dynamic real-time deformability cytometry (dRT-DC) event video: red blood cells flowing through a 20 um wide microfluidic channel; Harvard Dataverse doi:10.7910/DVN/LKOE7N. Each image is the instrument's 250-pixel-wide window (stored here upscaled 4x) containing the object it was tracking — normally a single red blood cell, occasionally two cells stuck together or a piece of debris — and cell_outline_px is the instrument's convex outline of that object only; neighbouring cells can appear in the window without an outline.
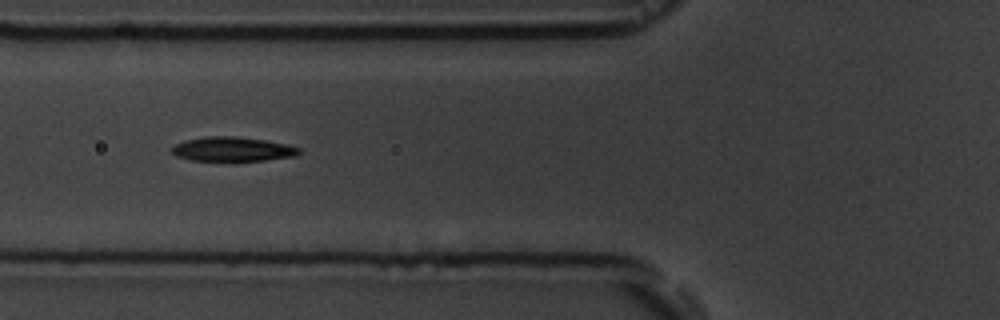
{"species": "common noctule bat (a hibernating species)", "species_latin": "Nyctalus noctula", "temperature_condition": "room temperature", "stored_images_in_passage": 18, "camera_frame_rate_fps": 3000, "um_per_image_px": 0.085, "animal": {"sex": "male", "body_mass_g": 19.5, "forearm_length_mm": 54.6}, "frame": {"image": 1, "passage_image": 8, "time_ms": 8.0, "image_size_px": [1000, 320], "cell_outline_px": [[300, 152], [296, 156], [232, 164], [188, 160], [176, 156], [172, 152], [172, 148], [176, 144], [184, 140], [208, 136], [232, 136], [264, 140], [284, 144], [300, 148]], "centroid_in_image_um": [19.72, 12.73], "position_along_channel_um": 106.1, "area_um2": 18.84}}
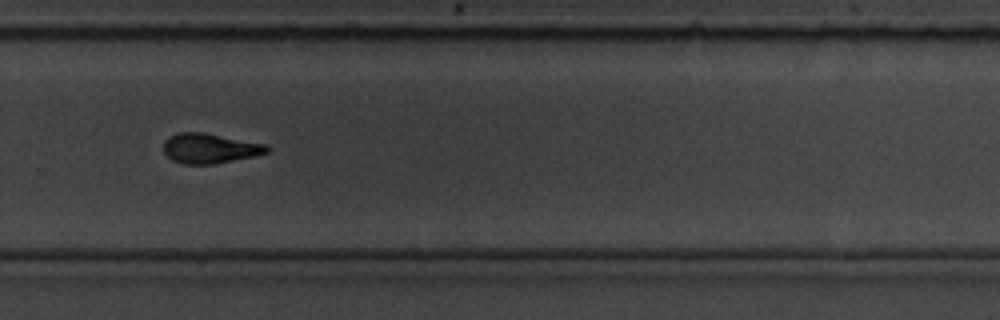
{"frame": {"image": 2, "passage_image": 13, "time_ms": 13.667, "image_size_px": [1000, 320], "cell_outline_px": [[272, 148], [268, 152], [256, 156], [212, 164], [184, 164], [172, 160], [164, 152], [164, 144], [172, 136], [180, 132], [204, 132], [268, 144]], "centroid_in_image_um": [17.91, 12.61], "position_along_channel_um": 311.9, "area_um2": 18.03}}
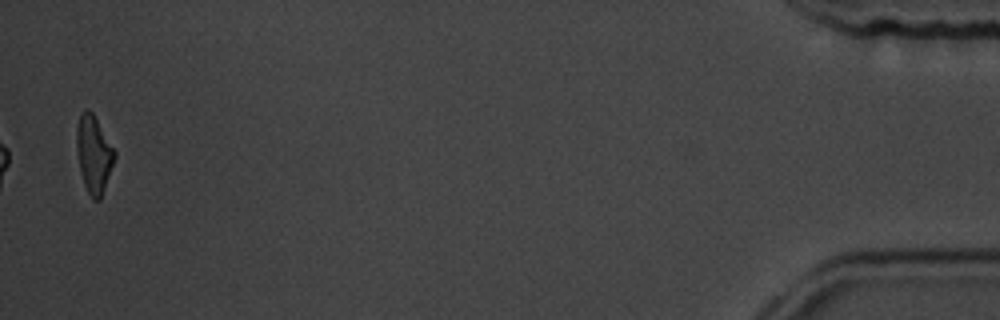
{"frame": {"image": 3, "passage_image": 18, "time_ms": 19.333, "image_size_px": [1000, 320], "cell_outline_px": [[116, 156], [100, 200], [92, 200], [84, 184], [80, 172], [76, 148], [76, 128], [80, 112], [84, 108], [88, 108], [92, 112], [116, 152]], "centroid_in_image_um": [7.95, 13.08], "position_along_channel_um": 427.3, "area_um2": 17.17}, "authors_computed_cell_mechanics": {"area_um2": 18.7561, "velocity_mm_per_s": 3.6415, "shape_relaxation_time_tau1_ms": 9.4707, "shape_relaxation_time_tau2_ms": 3.3435, "deformation_change_tau1": 0.2326, "deformation_change_tau2": 0.0988}}